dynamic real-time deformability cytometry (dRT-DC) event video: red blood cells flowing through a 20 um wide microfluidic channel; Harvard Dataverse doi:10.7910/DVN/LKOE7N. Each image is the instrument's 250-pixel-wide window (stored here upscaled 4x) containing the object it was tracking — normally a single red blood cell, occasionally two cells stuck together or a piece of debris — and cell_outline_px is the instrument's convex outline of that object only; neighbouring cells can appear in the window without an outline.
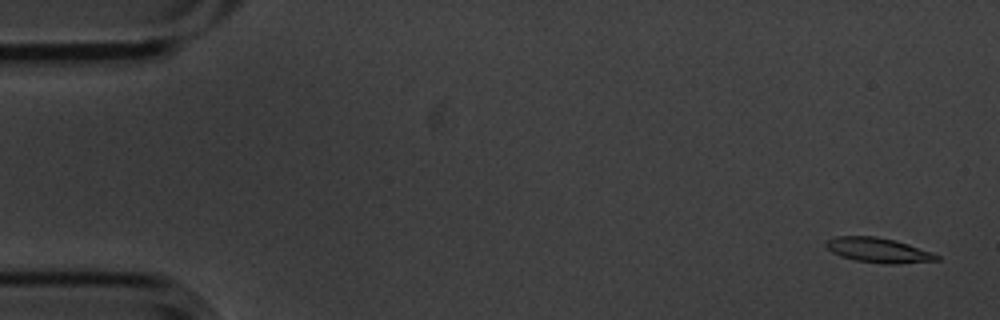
{"species": "common noctule bat (a hibernating species)", "species_latin": "Nyctalus noctula", "temperature_condition": "cold", "stored_images_in_passage": 5, "camera_frame_rate_fps": 3000, "um_per_image_px": 0.085, "animal": {"sex": "male", "body_mass_g": 20.1, "forearm_length_mm": 53.5}, "frame": {"image": 1, "passage_image": 1, "time_ms": 0.0, "image_size_px": [1000, 320], "cell_outline_px": [[940, 260], [896, 264], [884, 264], [856, 260], [840, 256], [832, 252], [824, 244], [828, 240], [836, 236], [876, 236], [896, 240], [932, 252], [940, 256]], "centroid_in_image_um": [74.68, 21.26], "position_along_channel_um": 10.3, "area_um2": 16.01}}
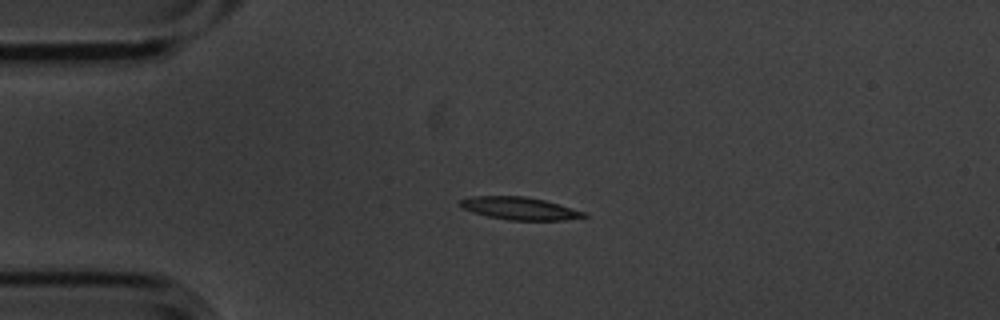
{"frame": {"image": 2, "passage_image": 4, "time_ms": 1.0, "image_size_px": [1000, 320], "cell_outline_px": [[588, 216], [564, 220], [508, 220], [488, 216], [472, 212], [464, 208], [460, 204], [460, 200], [472, 196], [524, 196], [544, 200], [584, 212]], "centroid_in_image_um": [44.14, 17.71], "position_along_channel_um": 40.9, "area_um2": 16.01}}